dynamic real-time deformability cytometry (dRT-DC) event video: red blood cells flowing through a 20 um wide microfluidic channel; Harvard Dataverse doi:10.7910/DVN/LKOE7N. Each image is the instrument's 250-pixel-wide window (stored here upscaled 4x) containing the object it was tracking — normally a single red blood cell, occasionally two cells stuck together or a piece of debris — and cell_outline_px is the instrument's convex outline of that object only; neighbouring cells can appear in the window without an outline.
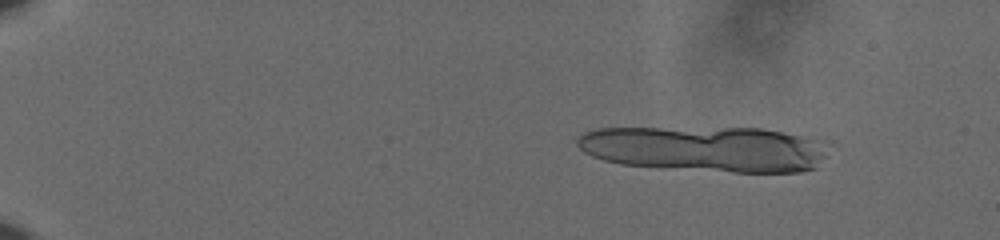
{"species": "human", "species_latin": "Homo sapiens", "temperature_condition": "cold", "stored_images_in_passage": 19, "camera_frame_rate_fps": 3000, "um_per_image_px": 0.085, "donor": {"sex": "male"}, "frame": {"image": 1, "passage_image": 9, "time_ms": 2.667, "image_size_px": [1000, 240], "cell_outline_px": [[824, 156], [816, 168], [800, 172], [732, 172], [620, 164], [604, 160], [592, 156], [584, 152], [576, 144], [576, 140], [584, 132], [596, 128], [760, 128], [800, 136], [816, 140]], "centroid_in_image_um": [59.84, 12.65], "position_along_channel_um": 25.2, "area_um2": 65.89}}